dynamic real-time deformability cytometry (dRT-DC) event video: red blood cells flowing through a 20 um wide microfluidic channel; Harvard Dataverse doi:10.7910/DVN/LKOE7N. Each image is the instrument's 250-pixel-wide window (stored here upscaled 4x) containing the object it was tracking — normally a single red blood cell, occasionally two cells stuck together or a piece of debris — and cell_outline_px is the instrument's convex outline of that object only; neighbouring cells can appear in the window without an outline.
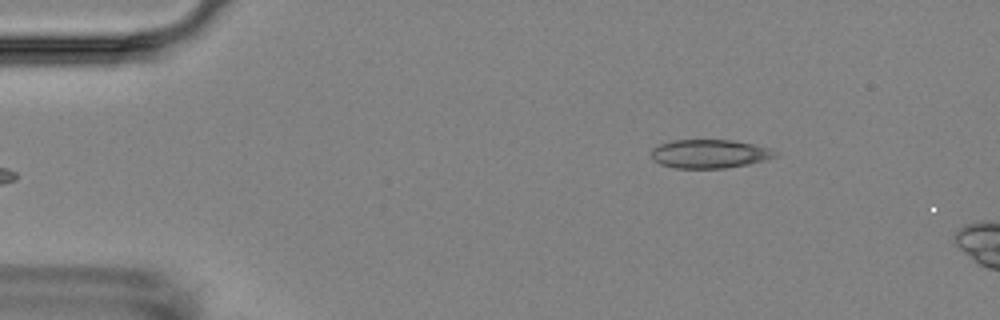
{"species": "Egyptian fruit bat (a non-hibernating species)", "species_latin": "Rousettus aegyptiacus", "temperature_condition": "room temperature", "stored_images_in_passage": 3, "camera_frame_rate_fps": 3000, "um_per_image_px": 0.085, "animal": {"sex": "female"}, "frame": {"image": 1, "passage_image": 1, "time_ms": 0.0, "image_size_px": [1000, 320], "cell_outline_px": [[780, 152], [776, 156], [764, 160], [748, 164], [724, 168], [676, 168], [660, 164], [652, 156], [652, 148], [660, 144], [672, 140], [732, 140], [772, 148]], "centroid_in_image_um": [60.35, 13.07], "position_along_channel_um": 24.6, "area_um2": 20.63}}